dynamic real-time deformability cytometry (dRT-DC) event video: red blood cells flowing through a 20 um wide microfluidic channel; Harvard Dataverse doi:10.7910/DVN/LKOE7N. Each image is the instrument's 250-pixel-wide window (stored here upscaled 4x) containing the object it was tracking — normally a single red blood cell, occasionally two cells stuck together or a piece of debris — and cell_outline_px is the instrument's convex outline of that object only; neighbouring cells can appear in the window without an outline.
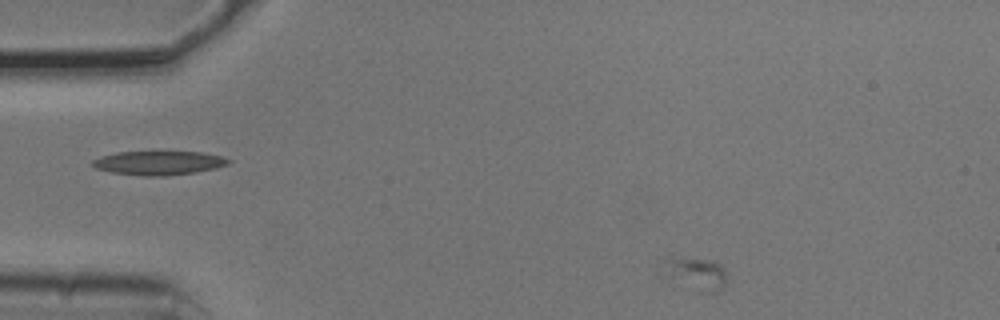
{"species": "common noctule bat (a hibernating species)", "species_latin": "Nyctalus noctula", "temperature_condition": "cold", "stored_images_in_passage": 3, "camera_frame_rate_fps": 3000, "um_per_image_px": 0.085, "animal": {"sex": "male", "body_mass_g": 20.5, "forearm_length_mm": 52.5}, "frame": {"image": 1, "passage_image": 1, "time_ms": 0.0, "image_size_px": [1000, 320], "cell_outline_px": [[724, 288], [716, 292], [700, 292], [672, 276], [672, 256], [708, 260], [720, 264], [724, 268]], "centroid_in_image_um": [59.41, 23.27], "position_along_channel_um": 25.6, "area_um2": 10.46}}